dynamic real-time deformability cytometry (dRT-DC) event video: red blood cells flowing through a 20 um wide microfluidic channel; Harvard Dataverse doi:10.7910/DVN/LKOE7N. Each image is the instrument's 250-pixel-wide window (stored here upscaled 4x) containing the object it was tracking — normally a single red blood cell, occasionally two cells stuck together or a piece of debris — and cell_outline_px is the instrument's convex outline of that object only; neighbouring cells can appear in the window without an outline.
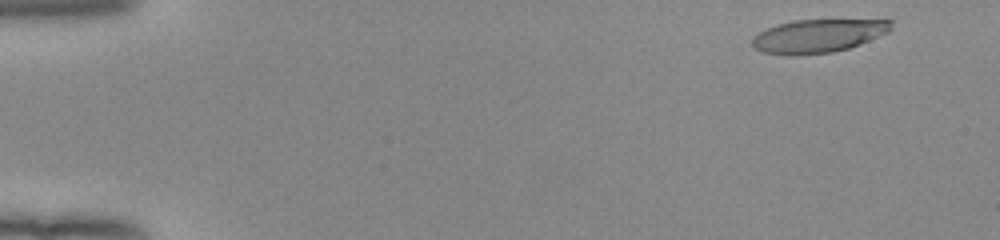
{"species": "human", "species_latin": "Homo sapiens", "temperature_condition": "room temperature", "stored_images_in_passage": 51, "camera_frame_rate_fps": 3000, "um_per_image_px": 0.085, "donor": {"sex": "female"}, "frame": {"image": 1, "passage_image": 3, "time_ms": 0.667, "image_size_px": [1000, 240], "cell_outline_px": [[892, 28], [888, 32], [848, 48], [832, 52], [792, 56], [764, 52], [756, 48], [752, 44], [752, 36], [756, 32], [764, 28], [776, 24], [792, 20], [892, 20]], "centroid_in_image_um": [69.46, 3.04], "position_along_channel_um": 15.5, "area_um2": 26.99}}
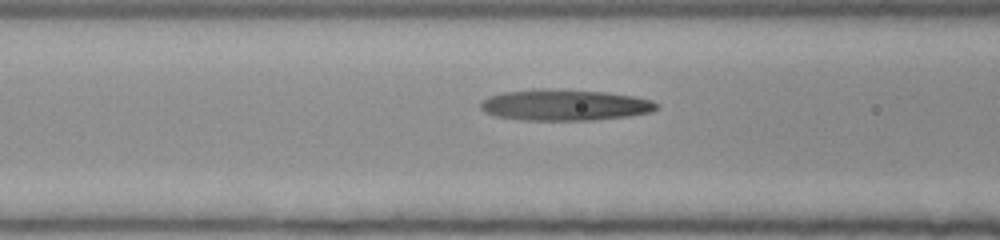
{"frame": {"image": 2, "passage_image": 21, "time_ms": 6.667, "image_size_px": [1000, 240], "cell_outline_px": [[660, 108], [652, 112], [628, 116], [596, 120], [520, 120], [496, 116], [484, 112], [480, 108], [480, 100], [488, 96], [500, 92], [532, 88], [548, 88], [604, 92], [632, 96], [652, 100], [660, 104]], "centroid_in_image_um": [47.96, 8.92], "position_along_channel_um": 118.6, "area_um2": 32.54}}
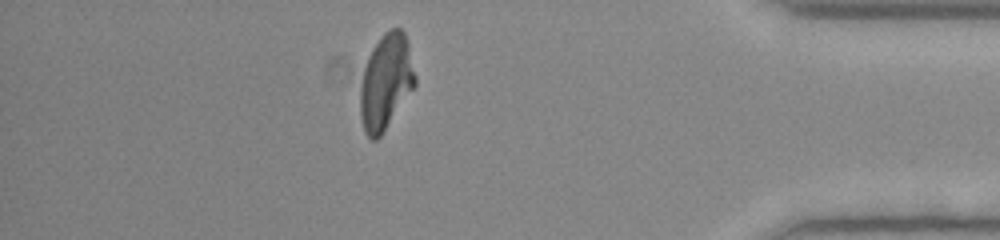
{"frame": {"image": 3, "passage_image": 45, "time_ms": 14.667, "image_size_px": [1000, 240], "cell_outline_px": [[416, 84], [380, 136], [376, 140], [372, 140], [364, 132], [360, 116], [360, 84], [364, 68], [368, 56], [372, 48], [384, 32], [392, 28], [400, 28], [404, 32], [408, 44], [416, 76]], "centroid_in_image_um": [32.78, 6.95], "position_along_channel_um": 402.4, "area_um2": 30.35}, "authors_computed_cell_mechanics": {"area_um2": 30.6918, "velocity_mm_per_s": 3.9747, "shape_relaxation_time_tau1_ms": 7.5559, "shape_relaxation_time_tau2_ms": 2.2656, "deformation_change_tau1": 0.3022, "deformation_change_tau2": 0.1204}}